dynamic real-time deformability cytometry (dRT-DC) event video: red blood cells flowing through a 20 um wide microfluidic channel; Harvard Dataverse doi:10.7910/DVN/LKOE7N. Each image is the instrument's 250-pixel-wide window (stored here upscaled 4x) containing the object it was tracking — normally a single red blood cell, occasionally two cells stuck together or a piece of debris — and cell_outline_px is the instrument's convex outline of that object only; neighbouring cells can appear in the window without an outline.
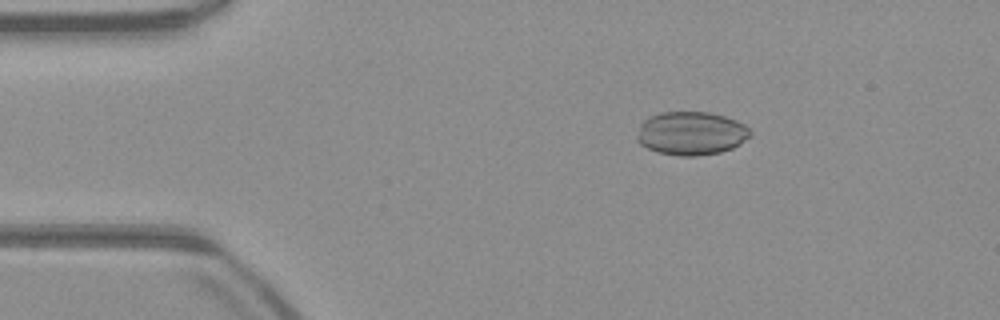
{"species": "common noctule bat (a hibernating species)", "species_latin": "Nyctalus noctula", "temperature_condition": "warm", "stored_images_in_passage": 49, "camera_frame_rate_fps": 3000, "um_per_image_px": 0.085, "animal": {"sex": "male", "body_mass_g": 23.1, "forearm_length_mm": 52.7}, "frame": {"image": 1, "passage_image": 6, "time_ms": 1.667, "image_size_px": [1000, 320], "cell_outline_px": [[752, 136], [740, 144], [732, 148], [720, 152], [696, 156], [676, 156], [656, 152], [640, 144], [636, 140], [636, 136], [640, 124], [648, 116], [660, 112], [708, 112], [724, 116], [736, 120], [744, 124], [752, 132]], "centroid_in_image_um": [58.74, 11.33], "position_along_channel_um": 26.3, "area_um2": 29.02}}
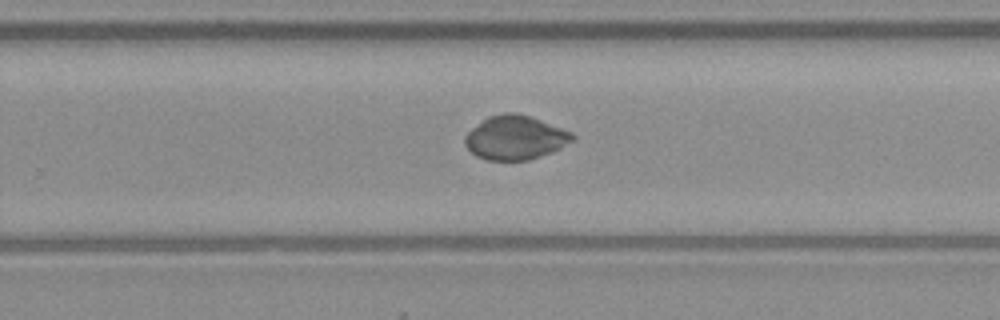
{"frame": {"image": 2, "passage_image": 30, "time_ms": 9.667, "image_size_px": [1000, 320], "cell_outline_px": [[576, 136], [572, 140], [560, 148], [552, 152], [528, 160], [484, 160], [476, 156], [464, 144], [464, 136], [472, 128], [488, 116], [504, 112], [516, 112], [540, 120], [572, 132]], "centroid_in_image_um": [43.77, 11.7], "position_along_channel_um": 286.0, "area_um2": 27.46}}
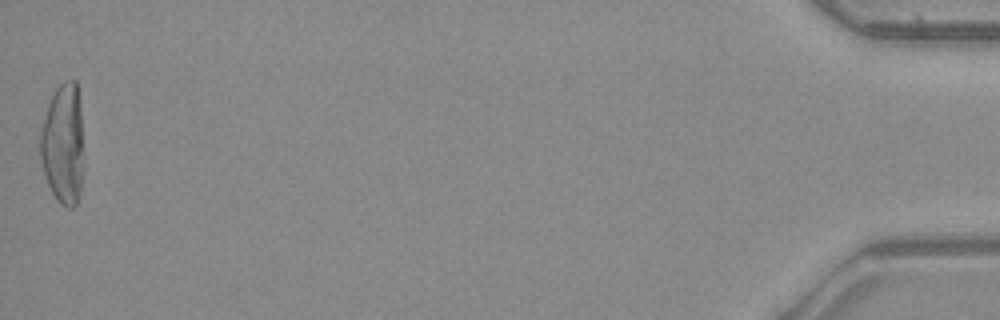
{"frame": {"image": 3, "passage_image": 49, "time_ms": 16.0, "image_size_px": [1000, 320], "cell_outline_px": [[80, 192], [76, 204], [72, 208], [68, 208], [60, 204], [56, 200], [48, 184], [40, 160], [40, 132], [48, 104], [56, 88], [64, 80], [76, 80], [80, 100]], "centroid_in_image_um": [5.32, 12.23], "position_along_channel_um": 429.9, "area_um2": 29.71}}